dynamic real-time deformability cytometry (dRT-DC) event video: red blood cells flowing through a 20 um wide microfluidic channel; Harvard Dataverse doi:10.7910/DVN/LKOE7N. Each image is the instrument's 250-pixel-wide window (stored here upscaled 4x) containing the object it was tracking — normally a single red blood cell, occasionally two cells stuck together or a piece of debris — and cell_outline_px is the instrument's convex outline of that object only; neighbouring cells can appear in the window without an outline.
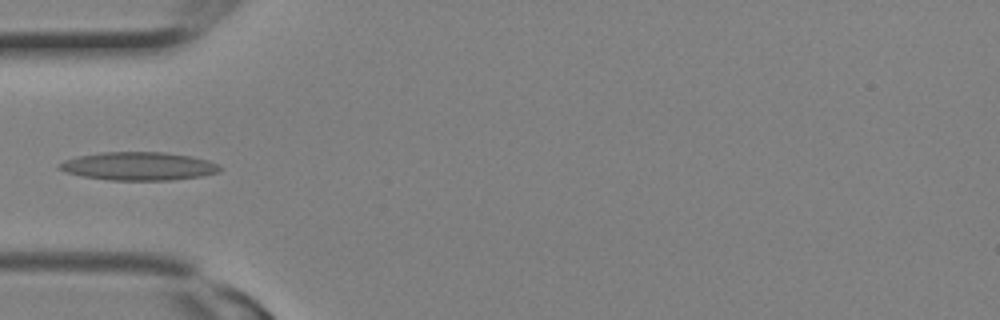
{"species": "Egyptian fruit bat (a non-hibernating species)", "species_latin": "Rousettus aegyptiacus", "temperature_condition": "room temperature", "stored_images_in_passage": 9, "camera_frame_rate_fps": 3000, "um_per_image_px": 0.085, "animal": {"sex": "female"}, "frame": {"image": 1, "passage_image": 8, "time_ms": 2.333, "image_size_px": [1000, 320], "cell_outline_px": [[220, 168], [216, 172], [200, 176], [172, 180], [108, 180], [84, 176], [64, 172], [56, 168], [56, 164], [64, 160], [76, 156], [100, 152], [164, 152], [188, 156], [208, 160], [216, 164]], "centroid_in_image_um": [11.67, 14.12], "position_along_channel_um": 73.3, "area_um2": 26.36}}